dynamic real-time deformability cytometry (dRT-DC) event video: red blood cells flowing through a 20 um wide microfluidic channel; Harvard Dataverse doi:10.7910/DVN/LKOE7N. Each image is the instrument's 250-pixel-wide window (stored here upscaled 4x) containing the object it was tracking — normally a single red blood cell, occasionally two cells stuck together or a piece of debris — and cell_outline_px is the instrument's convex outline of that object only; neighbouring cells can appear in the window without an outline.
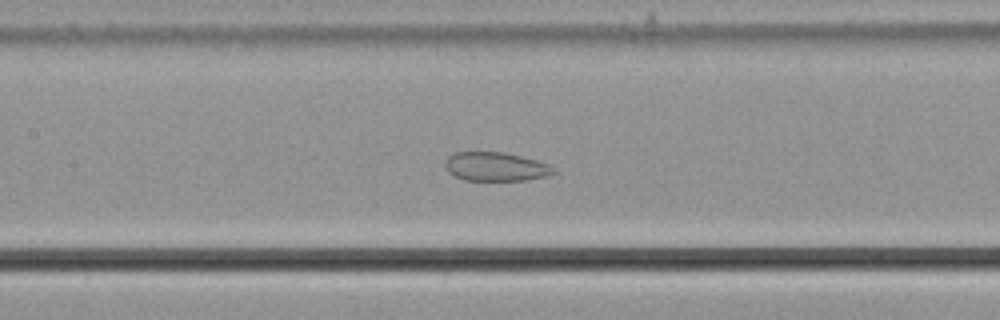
{"species": "common noctule bat (a hibernating species)", "species_latin": "Nyctalus noctula", "temperature_condition": "cold", "stored_images_in_passage": 58, "camera_frame_rate_fps": 3000, "um_per_image_px": 0.085, "animal": {"sex": "male", "body_mass_g": 21.5, "forearm_length_mm": 52.0}, "frame": {"image": 1, "passage_image": 28, "time_ms": 9.0, "image_size_px": [1000, 320], "cell_outline_px": [[556, 172], [548, 176], [528, 180], [464, 180], [448, 172], [444, 164], [448, 156], [456, 152], [504, 152], [536, 160], [548, 164], [556, 168]], "centroid_in_image_um": [42.16, 14.17], "position_along_channel_um": 165.2, "area_um2": 18.26}}
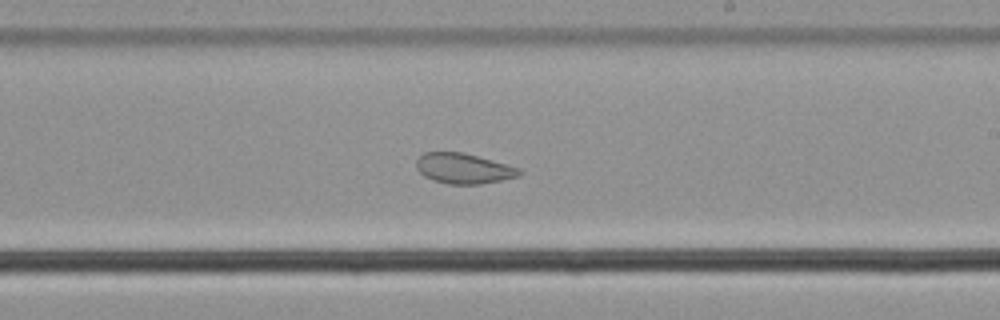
{"frame": {"image": 2, "passage_image": 35, "time_ms": 11.333, "image_size_px": [1000, 320], "cell_outline_px": [[524, 172], [520, 176], [480, 184], [448, 184], [432, 180], [424, 176], [416, 168], [416, 160], [424, 152], [464, 152], [520, 168]], "centroid_in_image_um": [39.41, 14.32], "position_along_channel_um": 249.6, "area_um2": 18.26}}
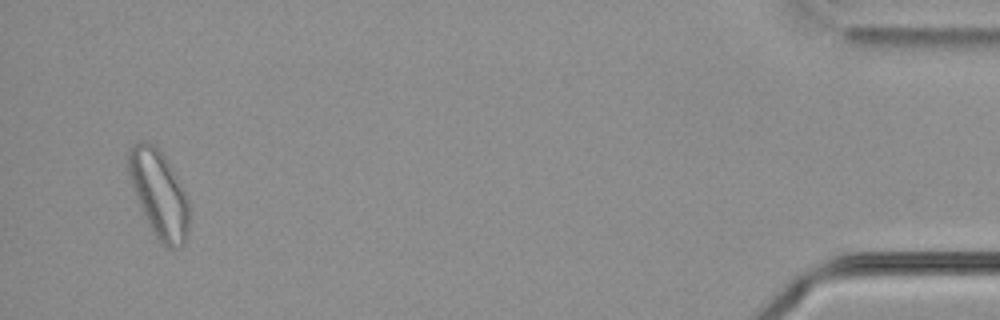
{"frame": {"image": 3, "passage_image": 56, "time_ms": 18.333, "image_size_px": [1000, 320], "cell_outline_px": [[188, 236], [184, 244], [176, 248], [168, 248], [156, 240], [144, 216], [136, 196], [128, 172], [128, 148], [136, 140], [148, 140], [156, 144], [168, 160], [188, 200]], "centroid_in_image_um": [13.49, 16.45], "position_along_channel_um": 421.7, "area_um2": 31.1}, "authors_computed_cell_mechanics": {"area_um2": 26.1834, "velocity_mm_per_s": 3.6235, "shape_relaxation_time_tau1_ms": null, "shape_relaxation_time_tau2_ms": 1.5693, "deformation_change_tau1": null, "deformation_change_tau2": 0.0612}}